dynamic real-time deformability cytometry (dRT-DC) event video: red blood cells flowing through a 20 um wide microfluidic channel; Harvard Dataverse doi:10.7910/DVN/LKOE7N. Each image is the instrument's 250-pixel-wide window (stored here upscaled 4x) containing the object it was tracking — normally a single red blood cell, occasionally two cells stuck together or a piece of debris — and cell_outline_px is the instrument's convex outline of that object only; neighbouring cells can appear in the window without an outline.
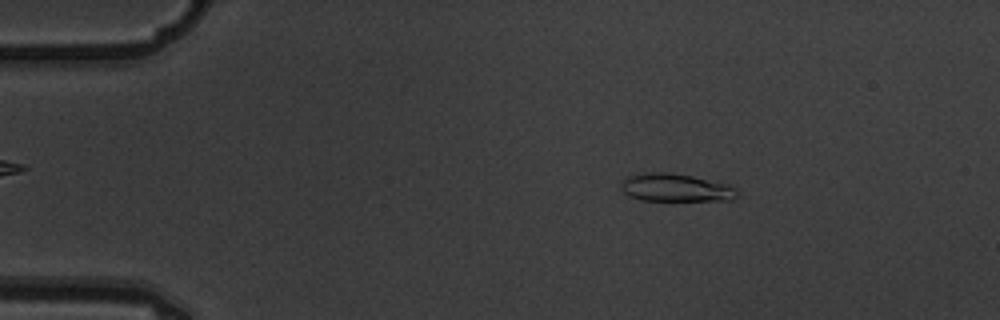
{"species": "common noctule bat (a hibernating species)", "species_latin": "Nyctalus noctula", "temperature_condition": "warm", "stored_images_in_passage": 4, "camera_frame_rate_fps": 3000, "um_per_image_px": 0.085, "animal": {"sex": "male", "body_mass_g": 19.5, "forearm_length_mm": 54.6}, "frame": {"image": 1, "passage_image": 2, "time_ms": 0.333, "image_size_px": [1000, 320], "cell_outline_px": [[740, 192], [732, 200], [640, 200], [628, 196], [620, 188], [620, 184], [628, 176], [644, 172], [668, 172], [692, 176], [728, 184], [736, 188]], "centroid_in_image_um": [57.42, 15.95], "position_along_channel_um": 27.6, "area_um2": 18.96}}